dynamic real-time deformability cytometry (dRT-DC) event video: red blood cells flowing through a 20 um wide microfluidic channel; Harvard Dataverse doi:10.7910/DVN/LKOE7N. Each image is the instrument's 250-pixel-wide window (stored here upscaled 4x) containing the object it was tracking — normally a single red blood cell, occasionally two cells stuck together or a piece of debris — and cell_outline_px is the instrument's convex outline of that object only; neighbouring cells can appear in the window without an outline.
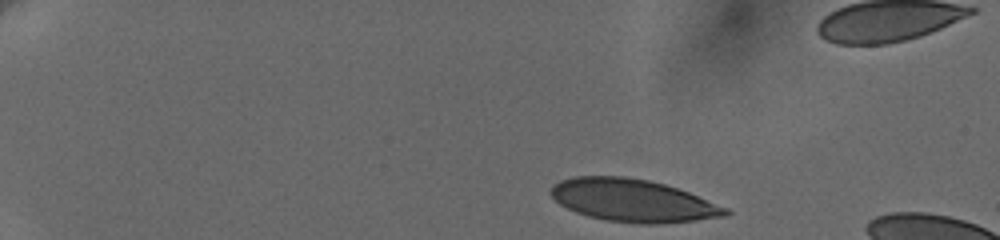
{"species": "human", "species_latin": "Homo sapiens", "temperature_condition": "cold", "stored_images_in_passage": 5, "camera_frame_rate_fps": 3000, "um_per_image_px": 0.085, "donor": {"sex": "female"}, "frame": {"image": 1, "passage_image": 1, "time_ms": 0.0, "image_size_px": [1000, 240], "cell_outline_px": [[732, 212], [724, 216], [696, 220], [652, 224], [640, 224], [604, 220], [588, 216], [576, 212], [560, 204], [548, 192], [552, 184], [560, 180], [576, 176], [624, 176], [648, 180], [664, 184], [688, 192], [728, 208]], "centroid_in_image_um": [53.76, 17.04], "position_along_channel_um": 31.2, "area_um2": 43.23}}